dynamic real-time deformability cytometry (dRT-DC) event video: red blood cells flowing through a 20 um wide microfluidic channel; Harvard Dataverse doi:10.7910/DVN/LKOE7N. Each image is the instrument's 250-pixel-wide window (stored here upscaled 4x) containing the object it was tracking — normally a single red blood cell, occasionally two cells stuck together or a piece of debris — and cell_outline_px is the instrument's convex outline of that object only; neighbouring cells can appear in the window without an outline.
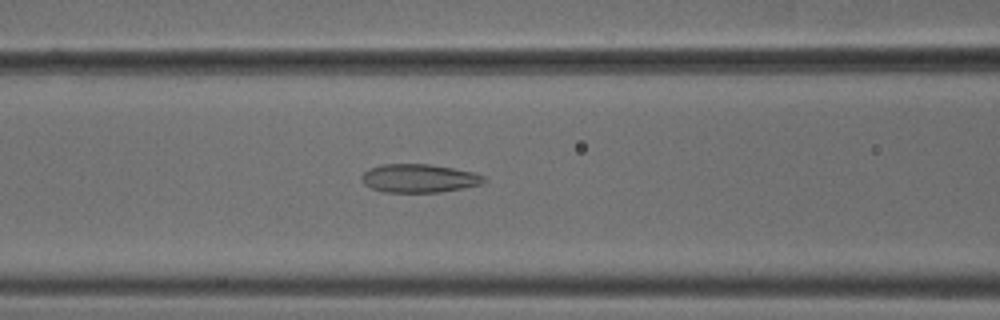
{"species": "common noctule bat (a hibernating species)", "species_latin": "Nyctalus noctula", "temperature_condition": "cold", "stored_images_in_passage": 53, "camera_frame_rate_fps": 3000, "um_per_image_px": 0.085, "animal": {"sex": "male", "body_mass_g": 18.8}, "frame": {"image": 1, "passage_image": 22, "time_ms": 7.0, "image_size_px": [1000, 320], "cell_outline_px": [[488, 180], [480, 184], [464, 188], [440, 192], [384, 192], [372, 188], [364, 184], [360, 180], [360, 176], [364, 172], [380, 164], [428, 164], [452, 168], [472, 172], [484, 176]], "centroid_in_image_um": [35.6, 15.16], "position_along_channel_um": 131.0, "area_um2": 20.23}}
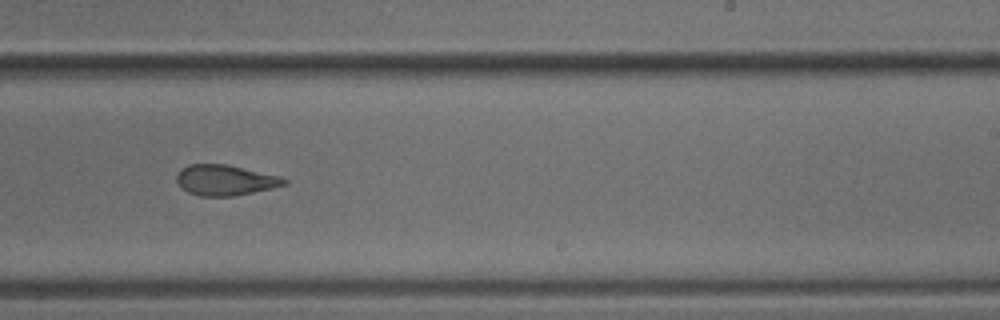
{"frame": {"image": 2, "passage_image": 33, "time_ms": 10.667, "image_size_px": [1000, 320], "cell_outline_px": [[288, 184], [272, 188], [232, 196], [200, 196], [188, 192], [176, 180], [176, 176], [188, 164], [228, 164], [280, 176], [288, 180]], "centroid_in_image_um": [19.18, 15.3], "position_along_channel_um": 269.8, "area_um2": 18.96}}
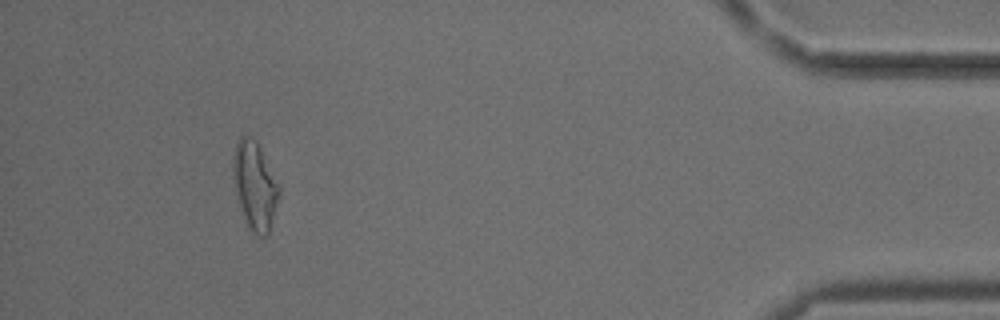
{"frame": {"image": 3, "passage_image": 49, "time_ms": 16.0, "image_size_px": [1000, 320], "cell_outline_px": [[280, 192], [268, 236], [256, 236], [248, 228], [236, 192], [232, 176], [232, 156], [236, 144], [240, 136], [248, 136], [256, 140], [280, 184]], "centroid_in_image_um": [21.66, 15.77], "position_along_channel_um": 413.5, "area_um2": 23.64}, "authors_computed_cell_mechanics": {"area_um2": 21.2704, "velocity_mm_per_s": 3.7932, "shape_relaxation_time_tau1_ms": null, "shape_relaxation_time_tau2_ms": 1.9332, "deformation_change_tau1": null, "deformation_change_tau2": 0.1012}}